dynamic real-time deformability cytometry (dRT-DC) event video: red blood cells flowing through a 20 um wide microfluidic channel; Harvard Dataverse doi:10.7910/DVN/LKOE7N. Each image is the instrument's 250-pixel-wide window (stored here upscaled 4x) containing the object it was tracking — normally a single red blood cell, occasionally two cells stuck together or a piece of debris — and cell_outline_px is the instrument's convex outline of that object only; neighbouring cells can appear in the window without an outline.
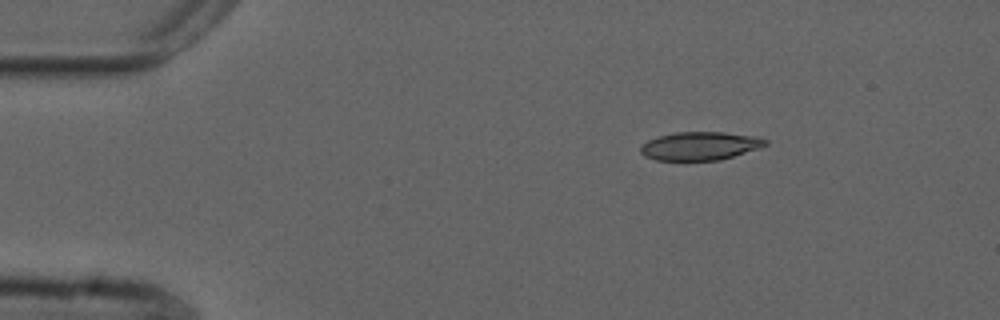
{"species": "common noctule bat (a hibernating species)", "species_latin": "Nyctalus noctula", "temperature_condition": "cold", "stored_images_in_passage": 8, "camera_frame_rate_fps": 3000, "um_per_image_px": 0.085, "animal": {"sex": "male", "forearm_length_mm": 52.5}, "frame": {"image": 1, "passage_image": 1, "time_ms": 0.0, "image_size_px": [1000, 320], "cell_outline_px": [[768, 144], [760, 148], [720, 160], [684, 164], [656, 160], [644, 156], [640, 152], [640, 148], [648, 140], [660, 136], [676, 132], [724, 132], [752, 136], [768, 140]], "centroid_in_image_um": [59.46, 12.46], "position_along_channel_um": 25.5, "area_um2": 21.39}}